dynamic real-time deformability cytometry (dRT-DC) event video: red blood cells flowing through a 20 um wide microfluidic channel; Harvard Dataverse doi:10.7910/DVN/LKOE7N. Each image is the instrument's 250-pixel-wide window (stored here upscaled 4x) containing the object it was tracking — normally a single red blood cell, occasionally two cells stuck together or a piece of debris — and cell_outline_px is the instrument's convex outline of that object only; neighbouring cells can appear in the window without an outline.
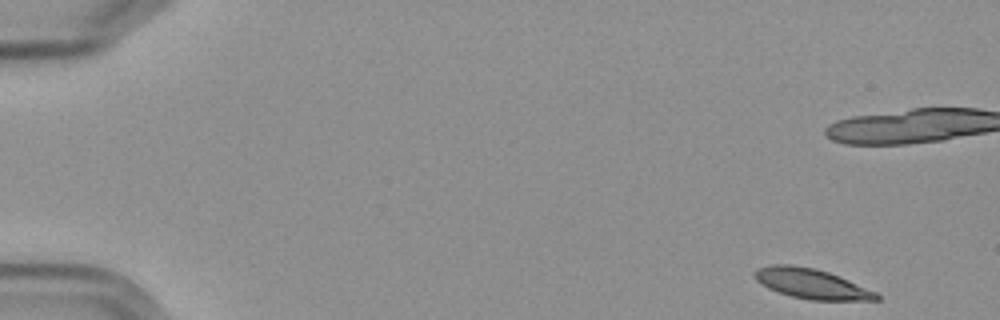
{"species": "Egyptian fruit bat (a non-hibernating species)", "species_latin": "Rousettus aegyptiacus", "temperature_condition": "cold", "stored_images_in_passage": 4, "camera_frame_rate_fps": 3000, "um_per_image_px": 0.085, "frame": {"image": 1, "passage_image": 1, "time_ms": 0.0, "image_size_px": [1000, 320], "cell_outline_px": [[880, 300], [808, 300], [792, 296], [768, 288], [760, 284], [752, 276], [752, 272], [756, 268], [772, 264], [792, 264], [816, 268], [840, 276], [876, 292], [880, 296]], "centroid_in_image_um": [68.93, 24.1], "position_along_channel_um": 16.1, "area_um2": 21.5}}